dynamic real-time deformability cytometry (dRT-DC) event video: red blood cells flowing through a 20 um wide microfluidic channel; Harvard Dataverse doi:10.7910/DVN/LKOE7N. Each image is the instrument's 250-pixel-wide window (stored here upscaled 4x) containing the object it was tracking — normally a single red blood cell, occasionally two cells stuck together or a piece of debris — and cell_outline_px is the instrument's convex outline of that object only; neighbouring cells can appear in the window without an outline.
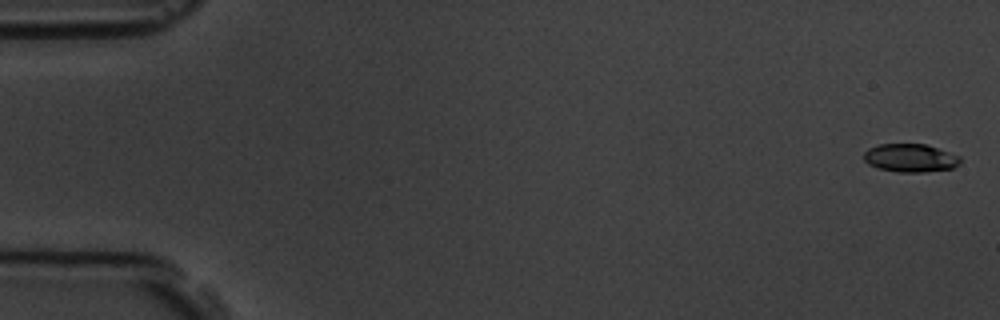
{"species": "common noctule bat (a hibernating species)", "species_latin": "Nyctalus noctula", "temperature_condition": "room temperature", "stored_images_in_passage": 8, "camera_frame_rate_fps": 3000, "um_per_image_px": 0.085, "animal": {"sex": "male", "body_mass_g": 19.5, "forearm_length_mm": 54.6}, "frame": {"image": 1, "passage_image": 1, "time_ms": 0.0, "image_size_px": [1000, 320], "cell_outline_px": [[960, 164], [952, 168], [924, 172], [896, 172], [876, 168], [868, 164], [864, 160], [864, 152], [868, 148], [880, 144], [924, 144], [960, 156]], "centroid_in_image_um": [77.34, 13.43], "position_along_channel_um": 7.7, "area_um2": 15.84}}
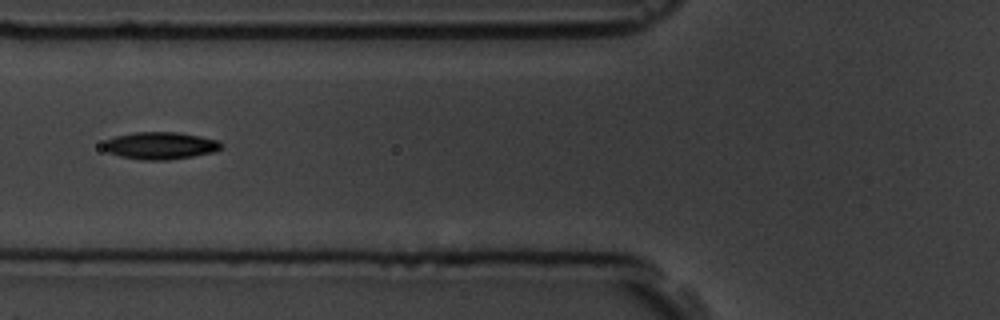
{"frame": {"image": 2, "passage_image": 7, "time_ms": 7.0, "image_size_px": [1000, 320], "cell_outline_px": [[224, 148], [212, 152], [192, 156], [168, 160], [140, 160], [120, 156], [108, 152], [104, 148], [104, 140], [116, 136], [136, 132], [176, 132], [200, 136], [216, 140], [224, 144]], "centroid_in_image_um": [13.63, 12.38], "position_along_channel_um": 112.2, "area_um2": 18.67}}
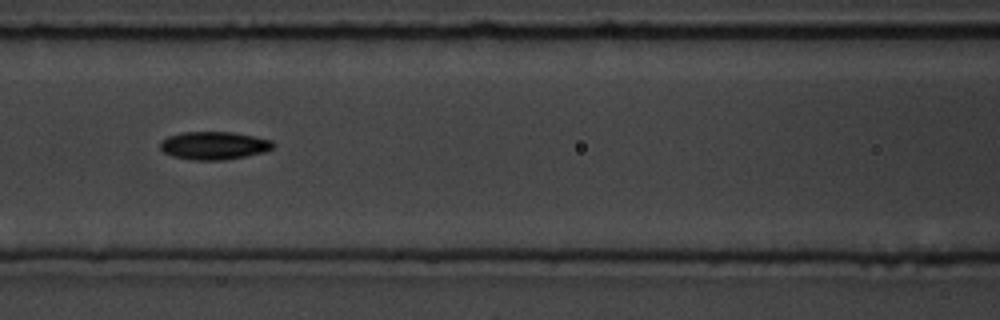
{"frame": {"image": 3, "passage_image": 8, "time_ms": 8.0, "image_size_px": [1000, 320], "cell_outline_px": [[276, 144], [272, 148], [264, 152], [224, 160], [192, 160], [172, 156], [164, 152], [160, 148], [160, 144], [168, 136], [184, 132], [232, 132], [272, 140]], "centroid_in_image_um": [18.19, 12.37], "position_along_channel_um": 148.4, "area_um2": 18.26}}